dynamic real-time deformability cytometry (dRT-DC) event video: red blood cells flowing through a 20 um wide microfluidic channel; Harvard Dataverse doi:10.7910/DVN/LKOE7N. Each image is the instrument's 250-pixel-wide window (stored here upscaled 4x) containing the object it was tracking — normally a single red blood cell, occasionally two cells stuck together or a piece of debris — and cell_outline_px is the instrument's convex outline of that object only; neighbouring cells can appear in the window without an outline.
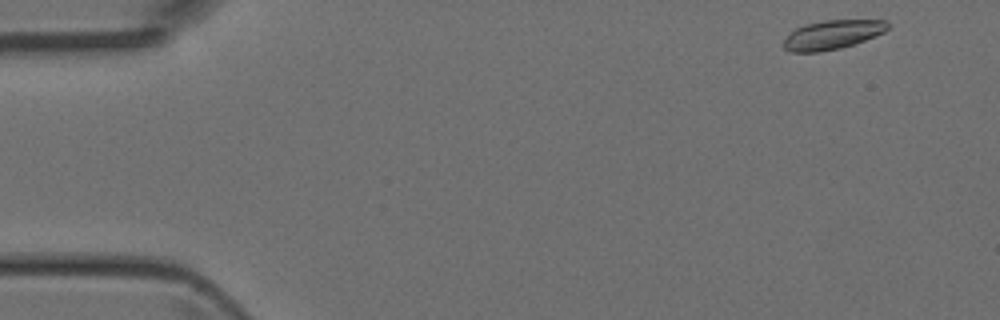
{"species": "Egyptian fruit bat (a non-hibernating species)", "species_latin": "Rousettus aegyptiacus", "temperature_condition": "room temperature", "stored_images_in_passage": 4, "camera_frame_rate_fps": 3000, "um_per_image_px": 0.085, "animal": {"sex": "female"}, "frame": {"image": 1, "passage_image": 1, "time_ms": 0.0, "image_size_px": [1000, 320], "cell_outline_px": [[888, 28], [884, 32], [864, 40], [840, 48], [820, 52], [792, 52], [784, 48], [784, 40], [796, 28], [804, 24], [824, 20], [884, 20], [888, 24]], "centroid_in_image_um": [70.74, 2.95], "position_along_channel_um": 14.3, "area_um2": 17.4}}
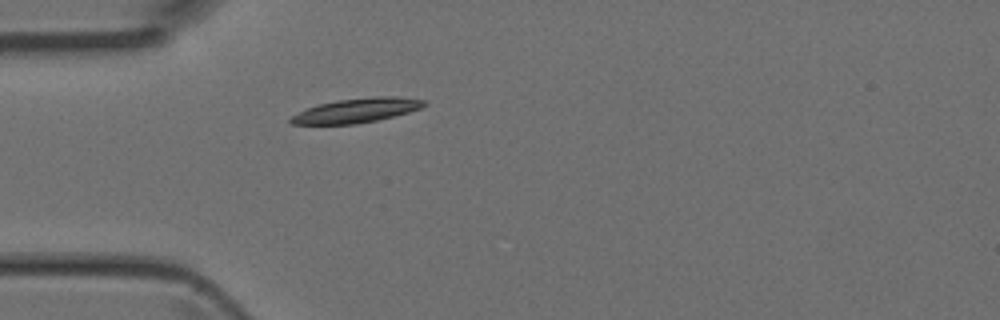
{"frame": {"image": 2, "passage_image": 4, "time_ms": 1.0, "image_size_px": [1000, 320], "cell_outline_px": [[428, 104], [420, 108], [408, 112], [376, 120], [356, 124], [292, 124], [288, 120], [292, 116], [308, 108], [320, 104], [340, 100], [372, 96], [396, 96], [428, 100]], "centroid_in_image_um": [30.37, 9.38], "position_along_channel_um": 54.6, "area_um2": 18.73}}